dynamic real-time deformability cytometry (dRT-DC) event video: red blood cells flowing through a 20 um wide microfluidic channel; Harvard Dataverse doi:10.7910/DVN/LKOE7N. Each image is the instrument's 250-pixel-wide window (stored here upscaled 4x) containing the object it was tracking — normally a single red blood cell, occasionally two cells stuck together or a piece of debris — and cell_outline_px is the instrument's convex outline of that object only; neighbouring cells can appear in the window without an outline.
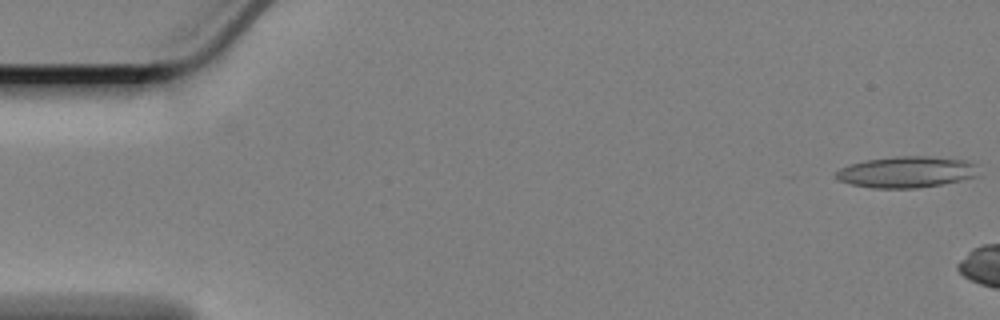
{"species": "Egyptian fruit bat (a non-hibernating species)", "species_latin": "Rousettus aegyptiacus", "temperature_condition": "cold", "stored_images_in_passage": 8, "camera_frame_rate_fps": 3000, "um_per_image_px": 0.085, "animal": {"sex": "female"}, "frame": {"image": 1, "passage_image": 1, "time_ms": 0.0, "image_size_px": [1000, 320], "cell_outline_px": [[976, 176], [944, 184], [916, 188], [872, 188], [852, 184], [840, 180], [832, 176], [840, 168], [852, 164], [868, 160], [896, 156], [928, 156], [964, 160], [976, 164]], "centroid_in_image_um": [77.03, 14.62], "position_along_channel_um": 8.0, "area_um2": 25.72}}